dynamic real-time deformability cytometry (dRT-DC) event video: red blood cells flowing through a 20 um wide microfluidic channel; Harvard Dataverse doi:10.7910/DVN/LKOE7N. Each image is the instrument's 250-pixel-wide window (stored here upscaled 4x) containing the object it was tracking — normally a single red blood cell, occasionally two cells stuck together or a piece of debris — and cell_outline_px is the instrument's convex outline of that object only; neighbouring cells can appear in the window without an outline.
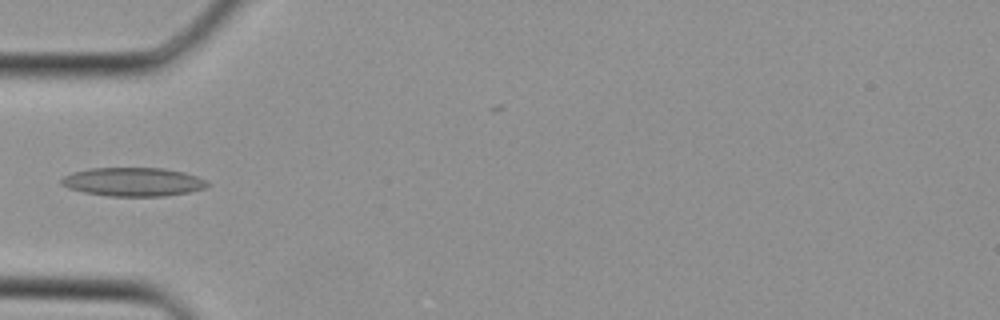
{"species": "Egyptian fruit bat (a non-hibernating species)", "species_latin": "Rousettus aegyptiacus", "temperature_condition": "cold", "stored_images_in_passage": 30, "camera_frame_rate_fps": 3000, "um_per_image_px": 0.085, "animal": {"sex": "female"}, "frame": {"image": 1, "passage_image": 5, "time_ms": 1.333, "image_size_px": [1000, 320], "cell_outline_px": [[212, 184], [204, 188], [188, 192], [164, 196], [108, 196], [84, 192], [68, 188], [60, 184], [60, 180], [64, 176], [72, 172], [88, 168], [164, 168], [184, 172], [196, 176]], "centroid_in_image_um": [11.29, 15.45], "position_along_channel_um": 73.7, "area_um2": 24.45}}
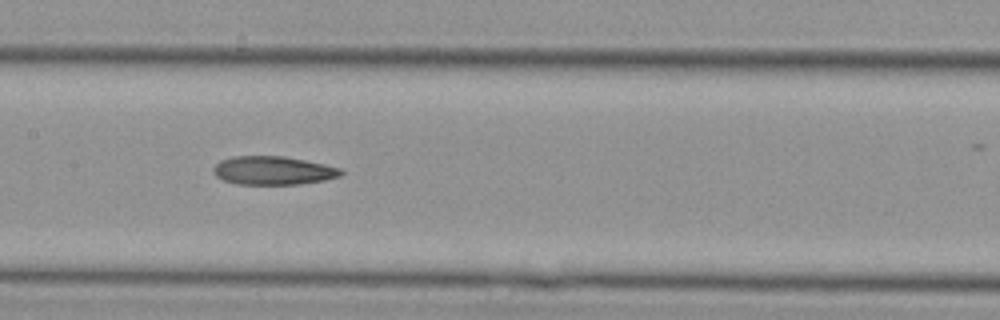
{"frame": {"image": 2, "passage_image": 11, "time_ms": 3.333, "image_size_px": [1000, 320], "cell_outline_px": [[344, 172], [340, 176], [324, 180], [300, 184], [236, 184], [224, 180], [216, 176], [212, 172], [212, 168], [220, 160], [232, 156], [284, 156], [324, 164], [340, 168]], "centroid_in_image_um": [23.19, 14.49], "position_along_channel_um": 184.2, "area_um2": 21.21}}
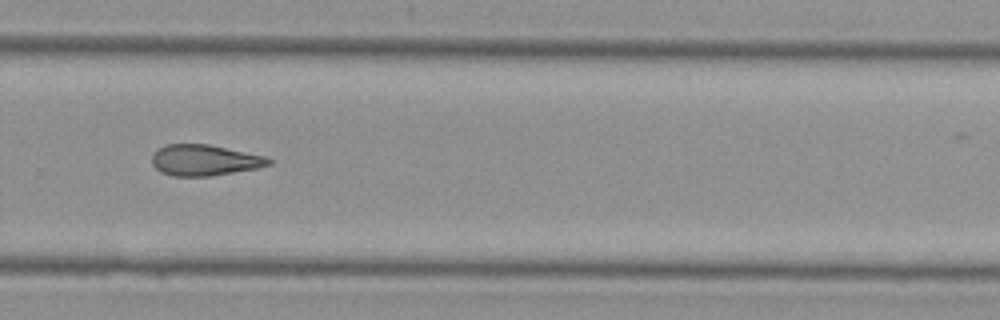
{"frame": {"image": 3, "passage_image": 18, "time_ms": 5.667, "image_size_px": [1000, 320], "cell_outline_px": [[272, 164], [256, 168], [208, 176], [172, 176], [160, 172], [152, 164], [152, 156], [160, 148], [168, 144], [208, 144], [264, 156], [272, 160]], "centroid_in_image_um": [17.37, 13.62], "position_along_channel_um": 312.4, "area_um2": 20.75}}